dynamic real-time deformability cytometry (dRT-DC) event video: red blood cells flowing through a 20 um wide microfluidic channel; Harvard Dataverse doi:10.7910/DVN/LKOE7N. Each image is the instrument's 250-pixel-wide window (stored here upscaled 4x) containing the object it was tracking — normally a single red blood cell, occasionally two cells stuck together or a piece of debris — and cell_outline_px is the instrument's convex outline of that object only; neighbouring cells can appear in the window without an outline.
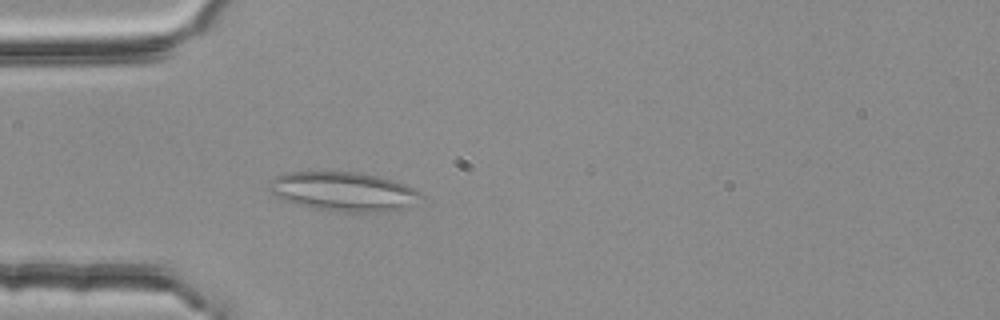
{"species": "common noctule bat (a hibernating species)", "species_latin": "Nyctalus noctula", "temperature_condition": "room temperature", "stored_images_in_passage": 39, "segment_of_instrument_passage": [1, 2], "camera_frame_rate_fps": 3000, "um_per_image_px": 0.085, "animal": {"sex": "female", "body_mass_g": 25.1}, "frame": {"image": 1, "passage_image": 3, "time_ms": 0.667, "image_size_px": [1000, 320], "cell_outline_px": [[420, 196], [404, 208], [388, 212], [340, 212], [308, 208], [292, 204], [268, 192], [268, 180], [276, 176], [288, 172], [356, 172], [380, 176], [404, 184], [420, 192]], "centroid_in_image_um": [29.09, 16.29], "position_along_channel_um": 55.9, "area_um2": 34.85}}